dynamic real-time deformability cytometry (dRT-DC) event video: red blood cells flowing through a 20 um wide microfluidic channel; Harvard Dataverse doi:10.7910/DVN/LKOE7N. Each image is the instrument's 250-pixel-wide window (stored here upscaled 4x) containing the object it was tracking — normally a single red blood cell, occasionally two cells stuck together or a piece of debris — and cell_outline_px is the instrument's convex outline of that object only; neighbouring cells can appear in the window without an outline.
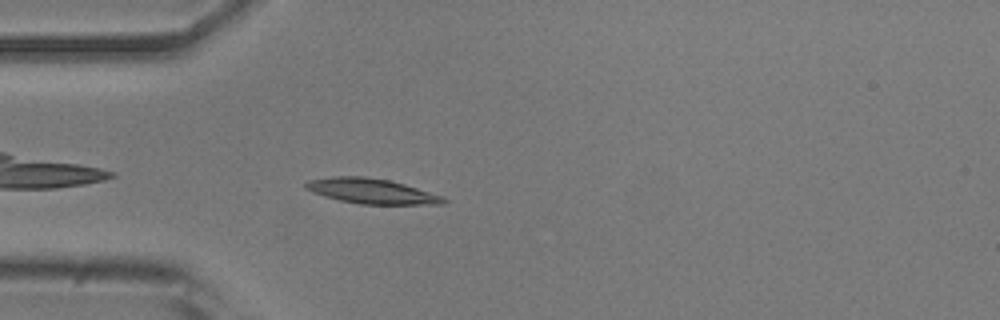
{"species": "common noctule bat (a hibernating species)", "species_latin": "Nyctalus noctula", "temperature_condition": "room temperature", "stored_images_in_passage": 40, "camera_frame_rate_fps": 3000, "um_per_image_px": 0.085, "animal": {"sex": "male", "body_mass_g": 20.5, "forearm_length_mm": 52.5}, "frame": {"image": 1, "passage_image": 3, "time_ms": 0.667, "image_size_px": [1000, 320], "cell_outline_px": [[448, 200], [444, 204], [360, 204], [340, 200], [324, 196], [312, 192], [304, 188], [304, 184], [308, 180], [332, 176], [364, 176], [388, 180], [404, 184], [444, 196]], "centroid_in_image_um": [31.57, 16.24], "position_along_channel_um": 53.4, "area_um2": 20.17}}
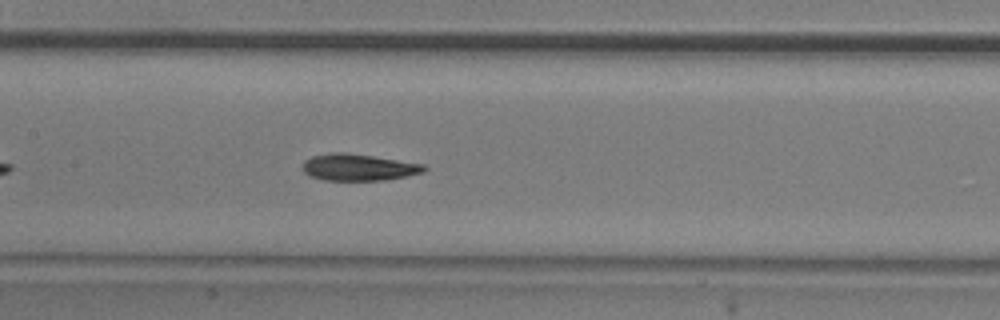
{"frame": {"image": 2, "passage_image": 13, "time_ms": 4.0, "image_size_px": [1000, 320], "cell_outline_px": [[428, 168], [424, 172], [384, 180], [324, 180], [308, 176], [304, 172], [304, 160], [312, 156], [332, 152], [344, 152], [372, 156], [424, 164]], "centroid_in_image_um": [30.46, 14.22], "position_along_channel_um": 176.9, "area_um2": 18.79}}
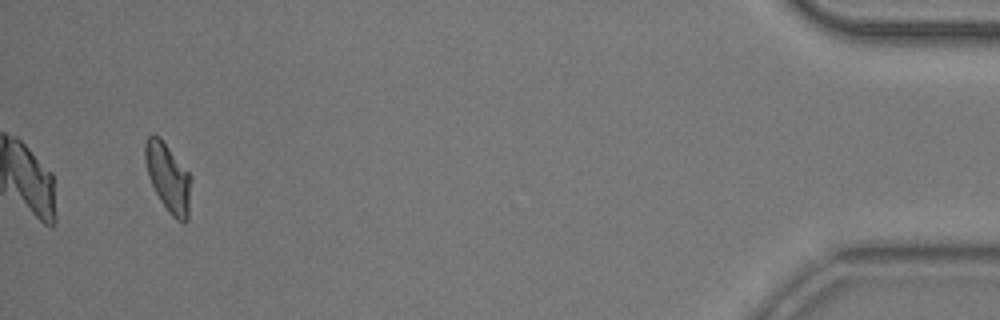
{"frame": {"image": 3, "passage_image": 38, "time_ms": 12.333, "image_size_px": [1000, 320], "cell_outline_px": [[192, 176], [188, 220], [184, 224], [176, 220], [168, 212], [160, 200], [148, 176], [144, 160], [144, 144], [148, 136], [152, 132], [160, 136]], "centroid_in_image_um": [14.3, 15.08], "position_along_channel_um": 420.9, "area_um2": 18.79}, "authors_computed_cell_mechanics": {"area_um2": 18.9006, "velocity_mm_per_s": 3.8919, "shape_relaxation_time_tau1_ms": 4.7419, "shape_relaxation_time_tau2_ms": 3.605, "deformation_change_tau1": 0.1631, "deformation_change_tau2": 0.1158}}